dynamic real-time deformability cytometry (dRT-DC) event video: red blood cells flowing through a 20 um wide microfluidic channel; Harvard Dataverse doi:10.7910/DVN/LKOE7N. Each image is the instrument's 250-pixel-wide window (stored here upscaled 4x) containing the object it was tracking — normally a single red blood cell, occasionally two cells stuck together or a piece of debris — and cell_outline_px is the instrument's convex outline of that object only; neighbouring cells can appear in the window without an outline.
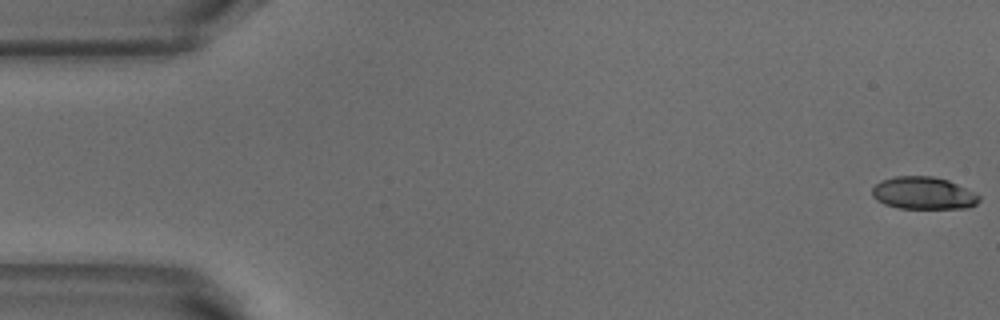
{"species": "common noctule bat (a hibernating species)", "species_latin": "Nyctalus noctula", "temperature_condition": "warm", "stored_images_in_passage": 52, "camera_frame_rate_fps": 3000, "um_per_image_px": 0.085, "animal": {"sex": "male", "body_mass_g": 18.8}, "frame": {"image": 1, "passage_image": 1, "time_ms": 0.0, "image_size_px": [1000, 320], "cell_outline_px": [[980, 200], [976, 204], [968, 208], [900, 208], [884, 204], [876, 200], [872, 196], [872, 188], [880, 180], [896, 176], [932, 176], [948, 180], [980, 196]], "centroid_in_image_um": [78.45, 16.42], "position_along_channel_um": 6.5, "area_um2": 20.11}}
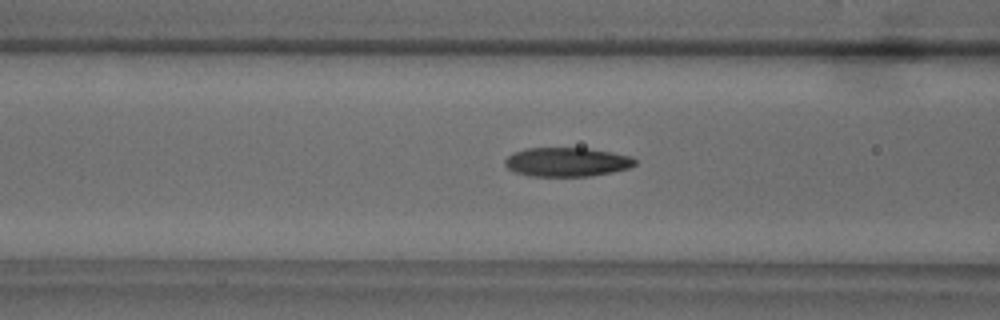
{"frame": {"image": 2, "passage_image": 20, "time_ms": 6.333, "image_size_px": [1000, 320], "cell_outline_px": [[636, 164], [628, 168], [612, 172], [588, 176], [532, 176], [516, 172], [508, 168], [504, 164], [504, 160], [512, 152], [528, 148], [584, 148], [632, 156], [636, 160]], "centroid_in_image_um": [48.16, 13.77], "position_along_channel_um": 118.4, "area_um2": 21.85}}
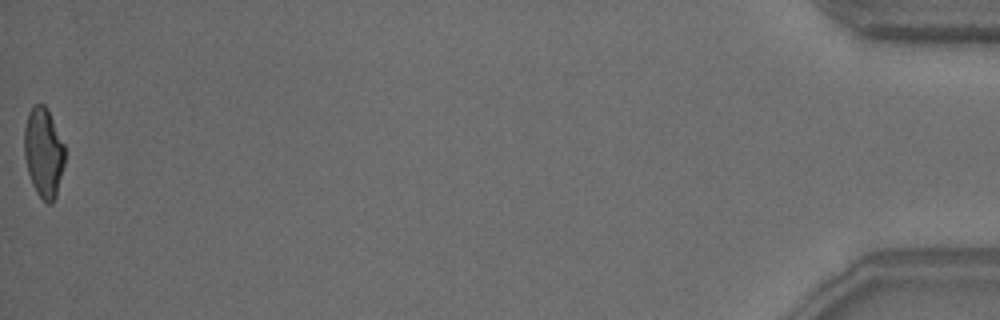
{"frame": {"image": 3, "passage_image": 52, "time_ms": 17.0, "image_size_px": [1000, 320], "cell_outline_px": [[64, 164], [56, 196], [52, 204], [48, 204], [36, 192], [32, 184], [28, 172], [24, 156], [24, 128], [28, 112], [32, 104], [44, 104], [48, 108], [64, 144]], "centroid_in_image_um": [3.69, 12.93], "position_along_channel_um": 431.5, "area_um2": 21.33}, "authors_computed_cell_mechanics": {"area_um2": 21.8195, "velocity_mm_per_s": 3.8887, "shape_relaxation_time_tau1_ms": 3.5563, "shape_relaxation_time_tau2_ms": 2.2806, "deformation_change_tau1": 0.1602, "deformation_change_tau2": 0.0727}}